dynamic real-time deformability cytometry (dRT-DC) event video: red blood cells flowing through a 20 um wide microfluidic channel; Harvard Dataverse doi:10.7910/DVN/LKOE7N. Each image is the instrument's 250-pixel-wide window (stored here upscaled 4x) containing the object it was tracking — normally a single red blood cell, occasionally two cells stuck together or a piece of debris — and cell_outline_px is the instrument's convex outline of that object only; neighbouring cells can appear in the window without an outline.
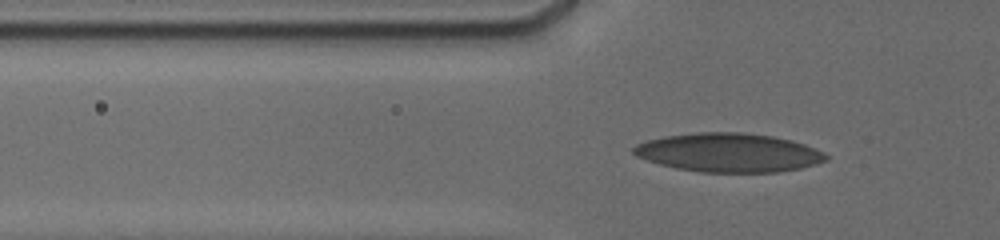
{"species": "human", "species_latin": "Homo sapiens", "temperature_condition": "cold", "stored_images_in_passage": 46, "camera_frame_rate_fps": 3000, "um_per_image_px": 0.085, "donor": {"sex": "male"}, "frame": {"image": 1, "passage_image": 15, "time_ms": 4.667, "image_size_px": [1000, 240], "cell_outline_px": [[828, 160], [816, 164], [800, 168], [776, 172], [700, 172], [676, 168], [660, 164], [636, 156], [632, 152], [632, 148], [636, 144], [648, 140], [664, 136], [700, 132], [736, 132], [772, 136], [792, 140], [804, 144], [824, 152], [828, 156]], "centroid_in_image_um": [61.94, 12.97], "position_along_channel_um": 63.9, "area_um2": 43.41}}
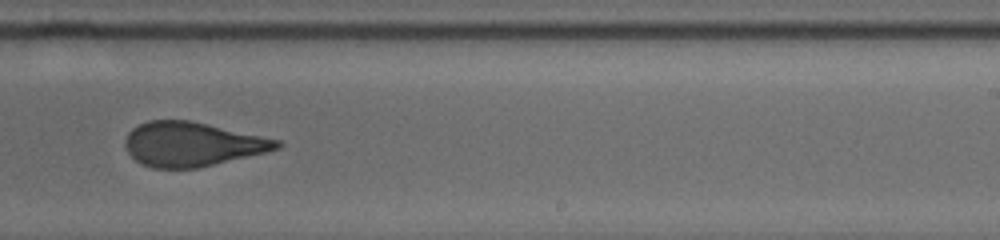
{"frame": {"image": 2, "passage_image": 32, "time_ms": 10.333, "image_size_px": [1000, 240], "cell_outline_px": [[284, 144], [280, 148], [268, 152], [200, 168], [152, 168], [140, 164], [128, 152], [124, 144], [124, 140], [128, 132], [132, 128], [148, 120], [188, 120], [208, 124], [280, 140]], "centroid_in_image_um": [16.34, 12.26], "position_along_channel_um": 272.7, "area_um2": 39.36}}
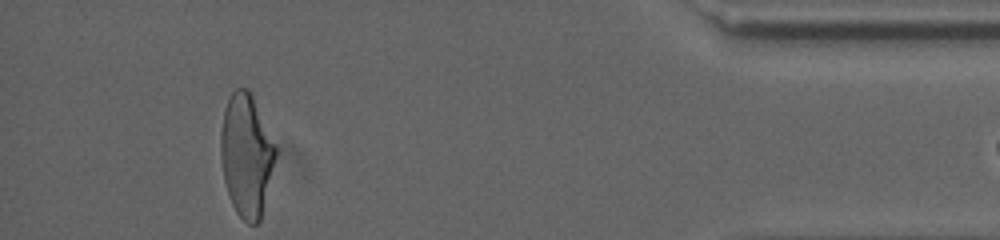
{"frame": {"image": 3, "passage_image": 46, "time_ms": 15.333, "image_size_px": [1000, 240], "cell_outline_px": [[276, 156], [260, 220], [256, 224], [248, 224], [236, 212], [228, 196], [224, 180], [220, 156], [220, 132], [224, 108], [232, 92], [236, 88], [248, 88], [252, 96], [276, 148]], "centroid_in_image_um": [20.91, 13.2], "position_along_channel_um": 414.3, "area_um2": 38.78}, "authors_computed_cell_mechanics": {"area_um2": 39.9976, "velocity_mm_per_s": 3.8037, "shape_relaxation_time_tau1_ms": 6.6591, "shape_relaxation_time_tau2_ms": 1.1766, "deformation_change_tau1": 0.205, "deformation_change_tau2": 0.0993}}